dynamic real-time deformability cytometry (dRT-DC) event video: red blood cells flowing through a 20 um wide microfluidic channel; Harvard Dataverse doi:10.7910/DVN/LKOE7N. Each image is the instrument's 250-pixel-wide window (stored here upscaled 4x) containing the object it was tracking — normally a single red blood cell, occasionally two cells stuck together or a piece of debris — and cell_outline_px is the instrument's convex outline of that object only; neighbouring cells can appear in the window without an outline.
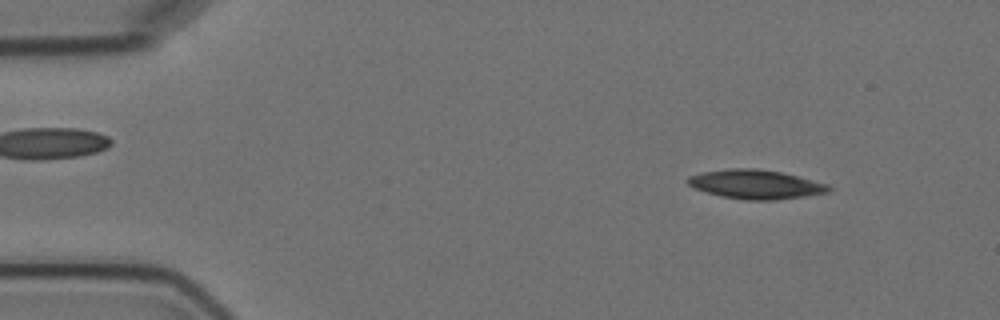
{"species": "Egyptian fruit bat (a non-hibernating species)", "species_latin": "Rousettus aegyptiacus", "temperature_condition": "cold", "stored_images_in_passage": 10, "camera_frame_rate_fps": 3000, "um_per_image_px": 0.085, "animal": {"sex": "female"}, "frame": {"image": 1, "passage_image": 2, "time_ms": 2.0, "image_size_px": [1000, 320], "cell_outline_px": [[832, 188], [828, 192], [804, 196], [776, 200], [744, 200], [720, 196], [696, 188], [688, 184], [688, 176], [700, 172], [728, 168], [756, 168], [780, 172], [828, 184]], "centroid_in_image_um": [64.22, 15.66], "position_along_channel_um": 20.8, "area_um2": 23.76}}
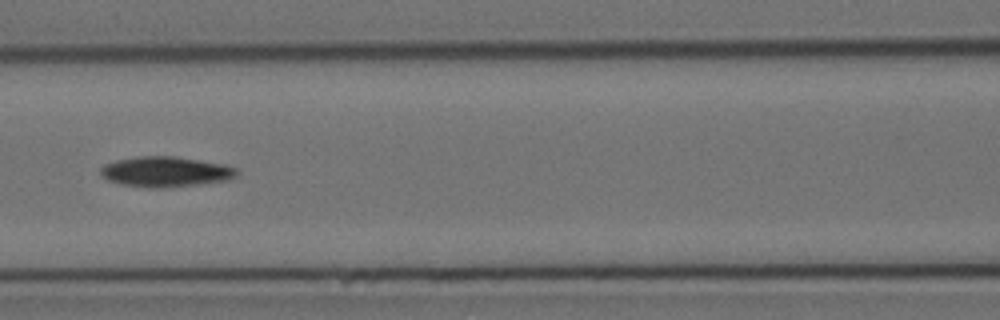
{"frame": {"image": 2, "passage_image": 7, "time_ms": 8.0, "image_size_px": [1000, 320], "cell_outline_px": [[240, 172], [236, 176], [228, 180], [200, 184], [164, 188], [148, 188], [120, 184], [108, 180], [100, 172], [100, 168], [104, 164], [116, 160], [140, 156], [172, 156], [224, 164], [236, 168]], "centroid_in_image_um": [14.08, 14.6], "position_along_channel_um": 152.5, "area_um2": 24.1}}
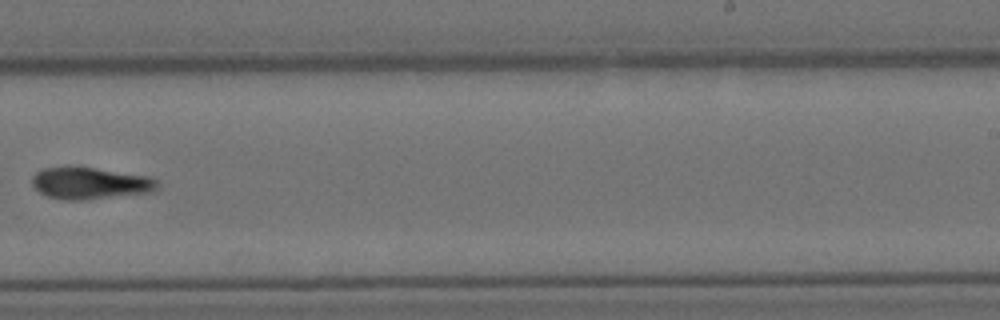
{"frame": {"image": 3, "passage_image": 10, "time_ms": 11.667, "image_size_px": [1000, 320], "cell_outline_px": [[160, 184], [152, 192], [88, 200], [64, 200], [48, 196], [40, 192], [32, 184], [32, 176], [36, 172], [44, 168], [68, 164], [152, 176]], "centroid_in_image_um": [7.66, 15.54], "position_along_channel_um": 281.3, "area_um2": 23.93}}